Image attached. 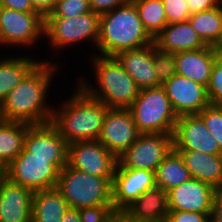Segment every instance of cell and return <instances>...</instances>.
I'll return each mask as SVG.
<instances>
[{
	"label": "cell",
	"instance_id": "cell-1",
	"mask_svg": "<svg viewBox=\"0 0 222 222\" xmlns=\"http://www.w3.org/2000/svg\"><path fill=\"white\" fill-rule=\"evenodd\" d=\"M47 59H42L5 97L1 103L4 121L31 125L52 121L54 107L47 103V97L51 93L48 91L52 88L54 75L61 66L53 59Z\"/></svg>",
	"mask_w": 222,
	"mask_h": 222
},
{
	"label": "cell",
	"instance_id": "cell-2",
	"mask_svg": "<svg viewBox=\"0 0 222 222\" xmlns=\"http://www.w3.org/2000/svg\"><path fill=\"white\" fill-rule=\"evenodd\" d=\"M71 96L57 106L53 105L52 123L58 128L67 144L97 140L108 107L90 97L75 84Z\"/></svg>",
	"mask_w": 222,
	"mask_h": 222
},
{
	"label": "cell",
	"instance_id": "cell-3",
	"mask_svg": "<svg viewBox=\"0 0 222 222\" xmlns=\"http://www.w3.org/2000/svg\"><path fill=\"white\" fill-rule=\"evenodd\" d=\"M91 75L95 84L86 77L77 83L90 97L101 101L108 108H129L139 95L140 88L133 78L123 69L115 57L101 56L93 53L90 56ZM92 60V61H91ZM91 82V83H90ZM93 85V86H92ZM95 85V86H94Z\"/></svg>",
	"mask_w": 222,
	"mask_h": 222
},
{
	"label": "cell",
	"instance_id": "cell-4",
	"mask_svg": "<svg viewBox=\"0 0 222 222\" xmlns=\"http://www.w3.org/2000/svg\"><path fill=\"white\" fill-rule=\"evenodd\" d=\"M153 39L145 31L137 8L125 5L100 15L97 55L114 57L119 52L148 46Z\"/></svg>",
	"mask_w": 222,
	"mask_h": 222
},
{
	"label": "cell",
	"instance_id": "cell-5",
	"mask_svg": "<svg viewBox=\"0 0 222 222\" xmlns=\"http://www.w3.org/2000/svg\"><path fill=\"white\" fill-rule=\"evenodd\" d=\"M113 178H103L66 164L59 172L56 188L71 208L81 209L112 203Z\"/></svg>",
	"mask_w": 222,
	"mask_h": 222
},
{
	"label": "cell",
	"instance_id": "cell-6",
	"mask_svg": "<svg viewBox=\"0 0 222 222\" xmlns=\"http://www.w3.org/2000/svg\"><path fill=\"white\" fill-rule=\"evenodd\" d=\"M128 110L141 134L173 135L178 116L162 85L140 89Z\"/></svg>",
	"mask_w": 222,
	"mask_h": 222
},
{
	"label": "cell",
	"instance_id": "cell-7",
	"mask_svg": "<svg viewBox=\"0 0 222 222\" xmlns=\"http://www.w3.org/2000/svg\"><path fill=\"white\" fill-rule=\"evenodd\" d=\"M100 14L93 11L72 17H45L44 18V40L52 52L66 50L67 47H75L76 44L90 42L93 50L97 46L99 37ZM66 48V49H65ZM54 49V50H53Z\"/></svg>",
	"mask_w": 222,
	"mask_h": 222
},
{
	"label": "cell",
	"instance_id": "cell-8",
	"mask_svg": "<svg viewBox=\"0 0 222 222\" xmlns=\"http://www.w3.org/2000/svg\"><path fill=\"white\" fill-rule=\"evenodd\" d=\"M67 164V157H33L24 148L1 173L11 182L33 192L55 188L60 170Z\"/></svg>",
	"mask_w": 222,
	"mask_h": 222
},
{
	"label": "cell",
	"instance_id": "cell-9",
	"mask_svg": "<svg viewBox=\"0 0 222 222\" xmlns=\"http://www.w3.org/2000/svg\"><path fill=\"white\" fill-rule=\"evenodd\" d=\"M44 40V18L38 12L0 9V47L31 49ZM40 40V41H39ZM30 47V48H29Z\"/></svg>",
	"mask_w": 222,
	"mask_h": 222
},
{
	"label": "cell",
	"instance_id": "cell-10",
	"mask_svg": "<svg viewBox=\"0 0 222 222\" xmlns=\"http://www.w3.org/2000/svg\"><path fill=\"white\" fill-rule=\"evenodd\" d=\"M174 149L173 135L140 134L118 158L116 168L145 169L155 172L158 165Z\"/></svg>",
	"mask_w": 222,
	"mask_h": 222
},
{
	"label": "cell",
	"instance_id": "cell-11",
	"mask_svg": "<svg viewBox=\"0 0 222 222\" xmlns=\"http://www.w3.org/2000/svg\"><path fill=\"white\" fill-rule=\"evenodd\" d=\"M67 164L74 169L103 178H113L117 157L98 140L68 145Z\"/></svg>",
	"mask_w": 222,
	"mask_h": 222
},
{
	"label": "cell",
	"instance_id": "cell-12",
	"mask_svg": "<svg viewBox=\"0 0 222 222\" xmlns=\"http://www.w3.org/2000/svg\"><path fill=\"white\" fill-rule=\"evenodd\" d=\"M140 134L127 108H108L97 140L118 158Z\"/></svg>",
	"mask_w": 222,
	"mask_h": 222
},
{
	"label": "cell",
	"instance_id": "cell-13",
	"mask_svg": "<svg viewBox=\"0 0 222 222\" xmlns=\"http://www.w3.org/2000/svg\"><path fill=\"white\" fill-rule=\"evenodd\" d=\"M174 150L222 154L214 136L198 114L179 116L173 133Z\"/></svg>",
	"mask_w": 222,
	"mask_h": 222
},
{
	"label": "cell",
	"instance_id": "cell-14",
	"mask_svg": "<svg viewBox=\"0 0 222 222\" xmlns=\"http://www.w3.org/2000/svg\"><path fill=\"white\" fill-rule=\"evenodd\" d=\"M162 86L178 117L199 114L210 104L207 87L187 77L175 74Z\"/></svg>",
	"mask_w": 222,
	"mask_h": 222
},
{
	"label": "cell",
	"instance_id": "cell-15",
	"mask_svg": "<svg viewBox=\"0 0 222 222\" xmlns=\"http://www.w3.org/2000/svg\"><path fill=\"white\" fill-rule=\"evenodd\" d=\"M155 186V172L145 169L116 168L112 182L114 209L121 213L142 193Z\"/></svg>",
	"mask_w": 222,
	"mask_h": 222
},
{
	"label": "cell",
	"instance_id": "cell-16",
	"mask_svg": "<svg viewBox=\"0 0 222 222\" xmlns=\"http://www.w3.org/2000/svg\"><path fill=\"white\" fill-rule=\"evenodd\" d=\"M216 191L211 185L191 178L168 191L169 210L212 215Z\"/></svg>",
	"mask_w": 222,
	"mask_h": 222
},
{
	"label": "cell",
	"instance_id": "cell-17",
	"mask_svg": "<svg viewBox=\"0 0 222 222\" xmlns=\"http://www.w3.org/2000/svg\"><path fill=\"white\" fill-rule=\"evenodd\" d=\"M33 191L0 172V222H32Z\"/></svg>",
	"mask_w": 222,
	"mask_h": 222
},
{
	"label": "cell",
	"instance_id": "cell-18",
	"mask_svg": "<svg viewBox=\"0 0 222 222\" xmlns=\"http://www.w3.org/2000/svg\"><path fill=\"white\" fill-rule=\"evenodd\" d=\"M23 148L33 157H67L68 154V144L52 122L30 125Z\"/></svg>",
	"mask_w": 222,
	"mask_h": 222
},
{
	"label": "cell",
	"instance_id": "cell-19",
	"mask_svg": "<svg viewBox=\"0 0 222 222\" xmlns=\"http://www.w3.org/2000/svg\"><path fill=\"white\" fill-rule=\"evenodd\" d=\"M219 53V48L209 45L196 50L175 53L176 74L207 87Z\"/></svg>",
	"mask_w": 222,
	"mask_h": 222
},
{
	"label": "cell",
	"instance_id": "cell-20",
	"mask_svg": "<svg viewBox=\"0 0 222 222\" xmlns=\"http://www.w3.org/2000/svg\"><path fill=\"white\" fill-rule=\"evenodd\" d=\"M169 212L168 192L155 186L142 193L121 213L134 222H166Z\"/></svg>",
	"mask_w": 222,
	"mask_h": 222
},
{
	"label": "cell",
	"instance_id": "cell-21",
	"mask_svg": "<svg viewBox=\"0 0 222 222\" xmlns=\"http://www.w3.org/2000/svg\"><path fill=\"white\" fill-rule=\"evenodd\" d=\"M140 89L161 86L153 63V43L114 56Z\"/></svg>",
	"mask_w": 222,
	"mask_h": 222
},
{
	"label": "cell",
	"instance_id": "cell-22",
	"mask_svg": "<svg viewBox=\"0 0 222 222\" xmlns=\"http://www.w3.org/2000/svg\"><path fill=\"white\" fill-rule=\"evenodd\" d=\"M183 158L191 177L222 190V154L175 150Z\"/></svg>",
	"mask_w": 222,
	"mask_h": 222
},
{
	"label": "cell",
	"instance_id": "cell-23",
	"mask_svg": "<svg viewBox=\"0 0 222 222\" xmlns=\"http://www.w3.org/2000/svg\"><path fill=\"white\" fill-rule=\"evenodd\" d=\"M153 42L160 50L174 54L207 46L192 28L189 21L168 24L153 39Z\"/></svg>",
	"mask_w": 222,
	"mask_h": 222
},
{
	"label": "cell",
	"instance_id": "cell-24",
	"mask_svg": "<svg viewBox=\"0 0 222 222\" xmlns=\"http://www.w3.org/2000/svg\"><path fill=\"white\" fill-rule=\"evenodd\" d=\"M70 205L55 188L38 190L32 196V222H61Z\"/></svg>",
	"mask_w": 222,
	"mask_h": 222
},
{
	"label": "cell",
	"instance_id": "cell-25",
	"mask_svg": "<svg viewBox=\"0 0 222 222\" xmlns=\"http://www.w3.org/2000/svg\"><path fill=\"white\" fill-rule=\"evenodd\" d=\"M25 54L19 57H15L16 54L11 57L3 55L2 59L0 56V104L41 60L35 55L32 57L30 53Z\"/></svg>",
	"mask_w": 222,
	"mask_h": 222
},
{
	"label": "cell",
	"instance_id": "cell-26",
	"mask_svg": "<svg viewBox=\"0 0 222 222\" xmlns=\"http://www.w3.org/2000/svg\"><path fill=\"white\" fill-rule=\"evenodd\" d=\"M30 125L4 120L0 123V172L22 152Z\"/></svg>",
	"mask_w": 222,
	"mask_h": 222
},
{
	"label": "cell",
	"instance_id": "cell-27",
	"mask_svg": "<svg viewBox=\"0 0 222 222\" xmlns=\"http://www.w3.org/2000/svg\"><path fill=\"white\" fill-rule=\"evenodd\" d=\"M188 21L206 45L222 46V8L192 14Z\"/></svg>",
	"mask_w": 222,
	"mask_h": 222
},
{
	"label": "cell",
	"instance_id": "cell-28",
	"mask_svg": "<svg viewBox=\"0 0 222 222\" xmlns=\"http://www.w3.org/2000/svg\"><path fill=\"white\" fill-rule=\"evenodd\" d=\"M191 178L183 158L174 149L164 158L155 171L156 186L167 192Z\"/></svg>",
	"mask_w": 222,
	"mask_h": 222
},
{
	"label": "cell",
	"instance_id": "cell-29",
	"mask_svg": "<svg viewBox=\"0 0 222 222\" xmlns=\"http://www.w3.org/2000/svg\"><path fill=\"white\" fill-rule=\"evenodd\" d=\"M137 8L142 25L154 39L167 25V17L162 0H131Z\"/></svg>",
	"mask_w": 222,
	"mask_h": 222
},
{
	"label": "cell",
	"instance_id": "cell-30",
	"mask_svg": "<svg viewBox=\"0 0 222 222\" xmlns=\"http://www.w3.org/2000/svg\"><path fill=\"white\" fill-rule=\"evenodd\" d=\"M153 63L158 82L163 85L176 74L175 54L160 50L153 42Z\"/></svg>",
	"mask_w": 222,
	"mask_h": 222
},
{
	"label": "cell",
	"instance_id": "cell-31",
	"mask_svg": "<svg viewBox=\"0 0 222 222\" xmlns=\"http://www.w3.org/2000/svg\"><path fill=\"white\" fill-rule=\"evenodd\" d=\"M207 129L214 136L222 153V106L209 104L199 114Z\"/></svg>",
	"mask_w": 222,
	"mask_h": 222
},
{
	"label": "cell",
	"instance_id": "cell-32",
	"mask_svg": "<svg viewBox=\"0 0 222 222\" xmlns=\"http://www.w3.org/2000/svg\"><path fill=\"white\" fill-rule=\"evenodd\" d=\"M91 12L89 0H57L52 12L46 17H72Z\"/></svg>",
	"mask_w": 222,
	"mask_h": 222
},
{
	"label": "cell",
	"instance_id": "cell-33",
	"mask_svg": "<svg viewBox=\"0 0 222 222\" xmlns=\"http://www.w3.org/2000/svg\"><path fill=\"white\" fill-rule=\"evenodd\" d=\"M209 103L215 106H222V53L215 59L211 77L207 86Z\"/></svg>",
	"mask_w": 222,
	"mask_h": 222
},
{
	"label": "cell",
	"instance_id": "cell-34",
	"mask_svg": "<svg viewBox=\"0 0 222 222\" xmlns=\"http://www.w3.org/2000/svg\"><path fill=\"white\" fill-rule=\"evenodd\" d=\"M81 222H115L118 212L113 205L78 209Z\"/></svg>",
	"mask_w": 222,
	"mask_h": 222
},
{
	"label": "cell",
	"instance_id": "cell-35",
	"mask_svg": "<svg viewBox=\"0 0 222 222\" xmlns=\"http://www.w3.org/2000/svg\"><path fill=\"white\" fill-rule=\"evenodd\" d=\"M168 24L188 21L191 16L185 0H162Z\"/></svg>",
	"mask_w": 222,
	"mask_h": 222
},
{
	"label": "cell",
	"instance_id": "cell-36",
	"mask_svg": "<svg viewBox=\"0 0 222 222\" xmlns=\"http://www.w3.org/2000/svg\"><path fill=\"white\" fill-rule=\"evenodd\" d=\"M166 222H211V215L191 211L170 210Z\"/></svg>",
	"mask_w": 222,
	"mask_h": 222
},
{
	"label": "cell",
	"instance_id": "cell-37",
	"mask_svg": "<svg viewBox=\"0 0 222 222\" xmlns=\"http://www.w3.org/2000/svg\"><path fill=\"white\" fill-rule=\"evenodd\" d=\"M130 0H89L91 11L103 14L125 5Z\"/></svg>",
	"mask_w": 222,
	"mask_h": 222
},
{
	"label": "cell",
	"instance_id": "cell-38",
	"mask_svg": "<svg viewBox=\"0 0 222 222\" xmlns=\"http://www.w3.org/2000/svg\"><path fill=\"white\" fill-rule=\"evenodd\" d=\"M191 15L217 7L216 0H185Z\"/></svg>",
	"mask_w": 222,
	"mask_h": 222
},
{
	"label": "cell",
	"instance_id": "cell-39",
	"mask_svg": "<svg viewBox=\"0 0 222 222\" xmlns=\"http://www.w3.org/2000/svg\"><path fill=\"white\" fill-rule=\"evenodd\" d=\"M1 5L17 11L36 12L31 0H1Z\"/></svg>",
	"mask_w": 222,
	"mask_h": 222
},
{
	"label": "cell",
	"instance_id": "cell-40",
	"mask_svg": "<svg viewBox=\"0 0 222 222\" xmlns=\"http://www.w3.org/2000/svg\"><path fill=\"white\" fill-rule=\"evenodd\" d=\"M57 0H31V3L36 12L43 18L49 15L55 7Z\"/></svg>",
	"mask_w": 222,
	"mask_h": 222
},
{
	"label": "cell",
	"instance_id": "cell-41",
	"mask_svg": "<svg viewBox=\"0 0 222 222\" xmlns=\"http://www.w3.org/2000/svg\"><path fill=\"white\" fill-rule=\"evenodd\" d=\"M211 222H222V190H217L213 198Z\"/></svg>",
	"mask_w": 222,
	"mask_h": 222
},
{
	"label": "cell",
	"instance_id": "cell-42",
	"mask_svg": "<svg viewBox=\"0 0 222 222\" xmlns=\"http://www.w3.org/2000/svg\"><path fill=\"white\" fill-rule=\"evenodd\" d=\"M61 222H81L79 211L74 208H70L61 218Z\"/></svg>",
	"mask_w": 222,
	"mask_h": 222
},
{
	"label": "cell",
	"instance_id": "cell-43",
	"mask_svg": "<svg viewBox=\"0 0 222 222\" xmlns=\"http://www.w3.org/2000/svg\"><path fill=\"white\" fill-rule=\"evenodd\" d=\"M115 222H134V221L127 219L122 213H118Z\"/></svg>",
	"mask_w": 222,
	"mask_h": 222
},
{
	"label": "cell",
	"instance_id": "cell-44",
	"mask_svg": "<svg viewBox=\"0 0 222 222\" xmlns=\"http://www.w3.org/2000/svg\"><path fill=\"white\" fill-rule=\"evenodd\" d=\"M217 6L222 8V0H216Z\"/></svg>",
	"mask_w": 222,
	"mask_h": 222
},
{
	"label": "cell",
	"instance_id": "cell-45",
	"mask_svg": "<svg viewBox=\"0 0 222 222\" xmlns=\"http://www.w3.org/2000/svg\"><path fill=\"white\" fill-rule=\"evenodd\" d=\"M3 121V116H2V112H1V104H0V123Z\"/></svg>",
	"mask_w": 222,
	"mask_h": 222
}]
</instances>
